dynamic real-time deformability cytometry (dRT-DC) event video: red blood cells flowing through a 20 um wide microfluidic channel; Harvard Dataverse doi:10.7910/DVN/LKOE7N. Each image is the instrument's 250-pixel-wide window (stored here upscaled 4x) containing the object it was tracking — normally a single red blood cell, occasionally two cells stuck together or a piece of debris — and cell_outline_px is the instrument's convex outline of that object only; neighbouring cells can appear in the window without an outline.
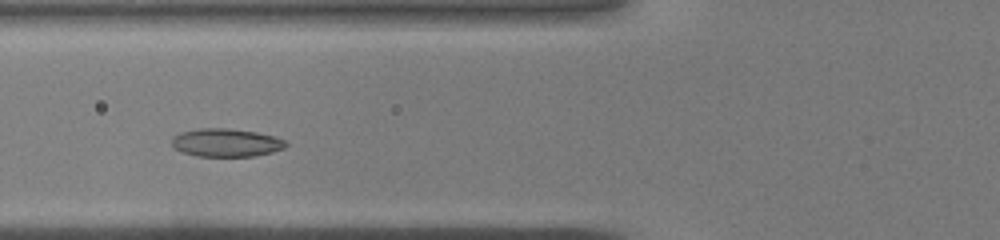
{"species": "common noctule bat (a hibernating species)", "species_latin": "Nyctalus noctula", "temperature_condition": "warm", "stored_images_in_passage": 35, "camera_frame_rate_fps": 3000, "um_per_image_px": 0.085, "animal": {"sex": "male", "body_mass_g": 19.0, "forearm_length_mm": 50.8}, "frame": {"image": 1, "passage_image": 9, "time_ms": 2.667, "image_size_px": [1000, 240], "cell_outline_px": [[288, 144], [284, 148], [272, 152], [256, 156], [196, 156], [180, 152], [172, 144], [172, 136], [180, 132], [200, 128], [224, 128], [256, 132], [276, 136], [284, 140]], "centroid_in_image_um": [19.22, 12.12], "position_along_channel_um": 106.6, "area_um2": 18.79}}
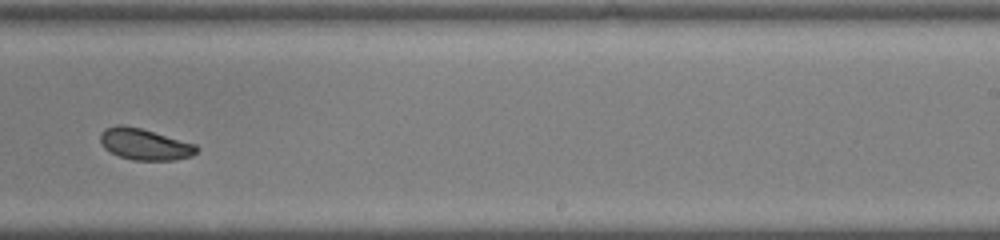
{"frame": {"image": 2, "passage_image": 20, "time_ms": 6.333, "image_size_px": [1000, 240], "cell_outline_px": [[200, 148], [192, 156], [176, 160], [132, 160], [120, 156], [104, 148], [100, 140], [100, 132], [104, 128], [116, 124], [120, 124], [140, 128], [196, 144]], "centroid_in_image_um": [12.29, 12.26], "position_along_channel_um": 276.7, "area_um2": 17.63}}
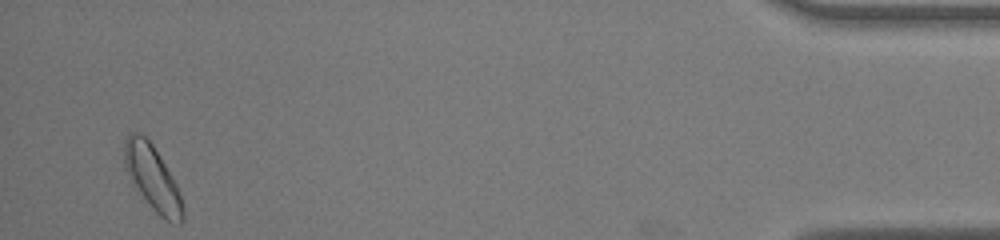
{"frame": {"image": 3, "passage_image": 34, "time_ms": 11.0, "image_size_px": [1000, 240], "cell_outline_px": [[184, 220], [180, 224], [164, 220], [152, 208], [132, 184], [124, 168], [124, 140], [132, 132], [140, 132], [152, 144], [172, 176], [176, 184], [184, 208]], "centroid_in_image_um": [12.95, 15.14], "position_along_channel_um": 422.2, "area_um2": 22.02}}